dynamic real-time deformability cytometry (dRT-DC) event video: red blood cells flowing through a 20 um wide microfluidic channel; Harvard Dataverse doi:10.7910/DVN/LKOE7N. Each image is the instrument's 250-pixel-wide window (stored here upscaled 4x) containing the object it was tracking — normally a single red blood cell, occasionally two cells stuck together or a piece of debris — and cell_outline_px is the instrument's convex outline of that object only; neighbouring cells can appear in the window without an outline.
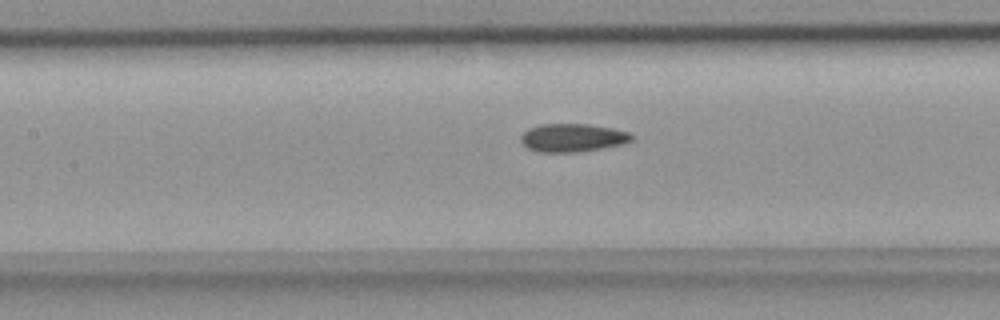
{"species": "common noctule bat (a hibernating species)", "species_latin": "Nyctalus noctula", "temperature_condition": "room temperature", "stored_images_in_passage": 31, "camera_frame_rate_fps": 3000, "um_per_image_px": 0.085, "animal": {"sex": "female", "body_mass_g": 18.4}, "frame": {"image": 1, "passage_image": 7, "time_ms": 2.0, "image_size_px": [1000, 320], "cell_outline_px": [[636, 136], [632, 140], [620, 144], [600, 148], [576, 152], [536, 152], [528, 148], [520, 140], [520, 136], [528, 128], [540, 124], [588, 124], [612, 128], [632, 132]], "centroid_in_image_um": [48.67, 11.7], "position_along_channel_um": 158.7, "area_um2": 18.26}}
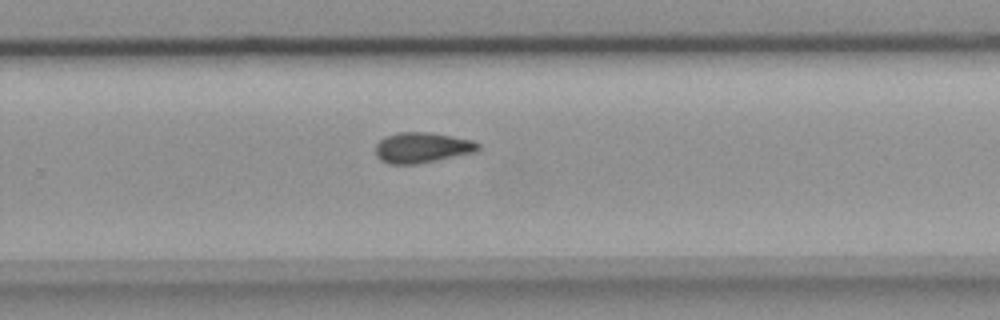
{"frame": {"image": 2, "passage_image": 17, "time_ms": 5.333, "image_size_px": [1000, 320], "cell_outline_px": [[480, 148], [476, 152], [436, 160], [412, 164], [388, 164], [380, 160], [376, 156], [376, 144], [384, 136], [400, 132], [428, 132], [452, 136], [472, 140], [480, 144]], "centroid_in_image_um": [35.86, 12.54], "position_along_channel_um": 293.9, "area_um2": 18.21}}
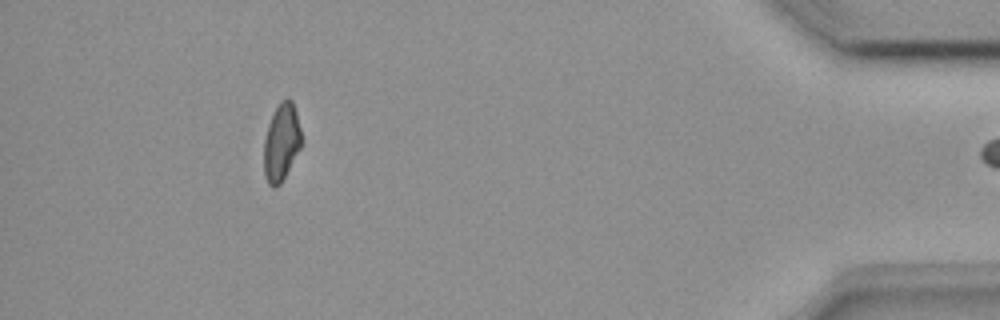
{"frame": {"image": 3, "passage_image": 30, "time_ms": 9.667, "image_size_px": [1000, 320], "cell_outline_px": [[304, 140], [300, 148], [280, 184], [272, 188], [268, 184], [264, 176], [264, 140], [268, 124], [272, 112], [280, 100], [288, 96], [292, 100], [296, 112]], "centroid_in_image_um": [23.92, 12.04], "position_along_channel_um": 411.3, "area_um2": 17.28}}